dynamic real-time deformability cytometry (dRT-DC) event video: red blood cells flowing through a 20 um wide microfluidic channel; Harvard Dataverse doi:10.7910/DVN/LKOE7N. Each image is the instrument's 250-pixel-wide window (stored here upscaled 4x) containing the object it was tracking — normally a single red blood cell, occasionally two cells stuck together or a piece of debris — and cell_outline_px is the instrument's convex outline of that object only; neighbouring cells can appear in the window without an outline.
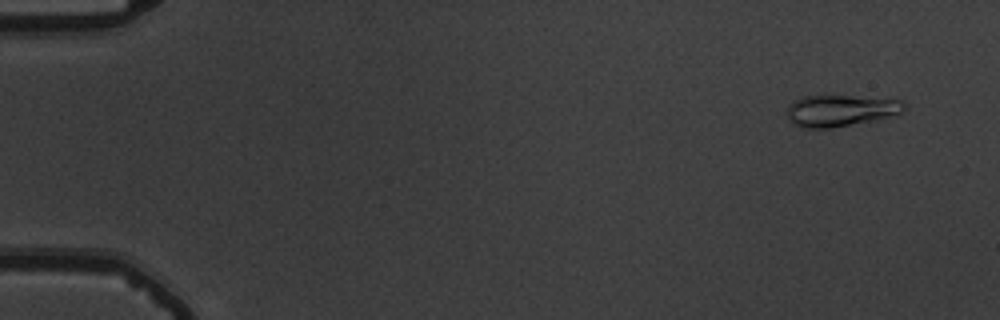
{"species": "common noctule bat (a hibernating species)", "species_latin": "Nyctalus noctula", "temperature_condition": "warm", "stored_images_in_passage": 56, "camera_frame_rate_fps": 3000, "um_per_image_px": 0.085, "animal": {"sex": "male", "body_mass_g": 19.5, "forearm_length_mm": 54.6}, "frame": {"image": 1, "passage_image": 4, "time_ms": 1.0, "image_size_px": [1000, 320], "cell_outline_px": [[908, 108], [900, 112], [876, 120], [832, 128], [800, 128], [788, 116], [788, 104], [804, 96], [848, 96], [904, 100]], "centroid_in_image_um": [71.48, 9.4], "position_along_channel_um": 13.5, "area_um2": 21.33}}
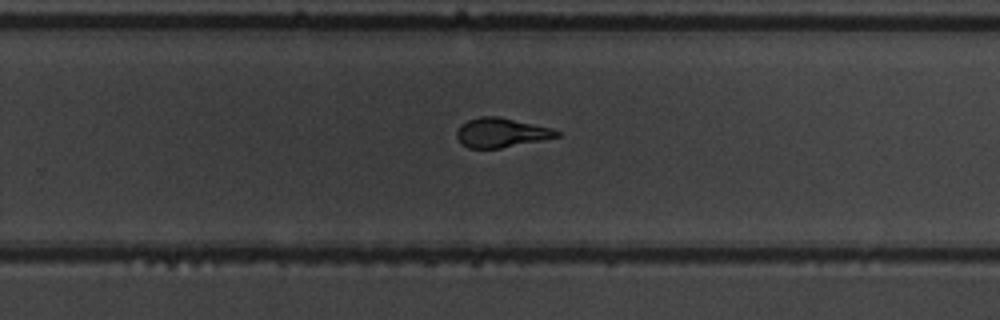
{"frame": {"image": 2, "passage_image": 37, "time_ms": 12.0, "image_size_px": [1000, 320], "cell_outline_px": [[560, 136], [500, 148], [468, 148], [460, 144], [456, 136], [456, 132], [460, 124], [468, 120], [480, 116], [500, 116], [552, 128], [560, 132]], "centroid_in_image_um": [42.55, 11.27], "position_along_channel_um": 287.2, "area_um2": 17.17}}
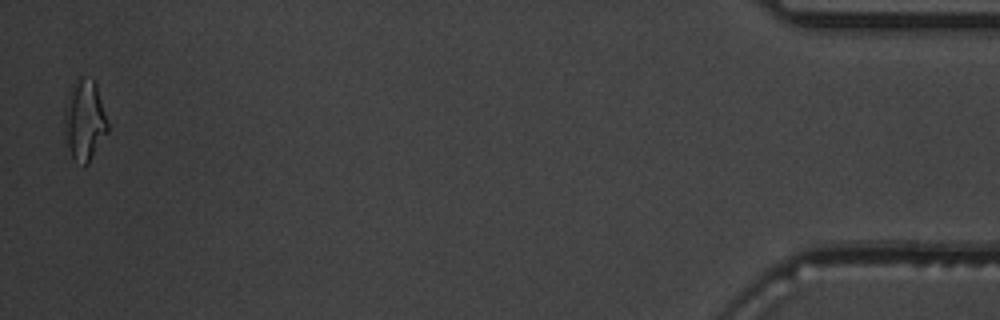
{"frame": {"image": 3, "passage_image": 55, "time_ms": 18.0, "image_size_px": [1000, 320], "cell_outline_px": [[108, 132], [88, 164], [84, 164], [72, 160], [64, 144], [64, 108], [72, 84], [76, 76], [84, 76], [92, 80], [96, 84], [108, 120]], "centroid_in_image_um": [7.15, 10.24], "position_along_channel_um": 428.0, "area_um2": 20.98}, "authors_computed_cell_mechanics": {"area_um2": 18.2937, "velocity_mm_per_s": 3.7203, "shape_relaxation_time_tau1_ms": 6.1959, "shape_relaxation_time_tau2_ms": 1.3899, "deformation_change_tau1": 0.2115, "deformation_change_tau2": 0.088}}